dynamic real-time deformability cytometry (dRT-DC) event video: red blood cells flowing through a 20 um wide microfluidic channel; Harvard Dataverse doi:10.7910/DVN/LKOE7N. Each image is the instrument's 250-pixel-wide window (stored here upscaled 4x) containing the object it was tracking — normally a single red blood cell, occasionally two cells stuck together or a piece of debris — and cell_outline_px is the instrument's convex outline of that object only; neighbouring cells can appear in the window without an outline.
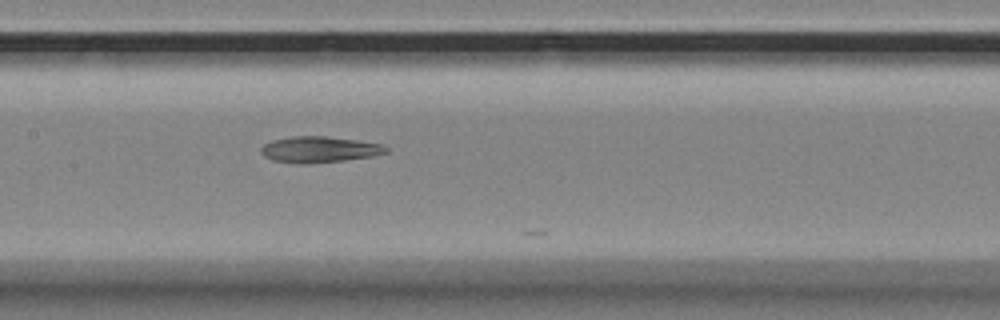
{"species": "Egyptian fruit bat (a non-hibernating species)", "species_latin": "Rousettus aegyptiacus", "temperature_condition": "room temperature", "stored_images_in_passage": 20, "camera_frame_rate_fps": 3000, "um_per_image_px": 0.085, "animal": {"sex": "female"}, "frame": {"image": 1, "passage_image": 13, "time_ms": 4.0, "image_size_px": [1000, 320], "cell_outline_px": [[388, 152], [372, 156], [344, 160], [308, 164], [300, 164], [272, 160], [264, 156], [260, 152], [260, 148], [264, 144], [272, 140], [292, 136], [328, 136], [384, 144], [388, 148]], "centroid_in_image_um": [27.13, 12.7], "position_along_channel_um": 180.3, "area_um2": 19.13}}
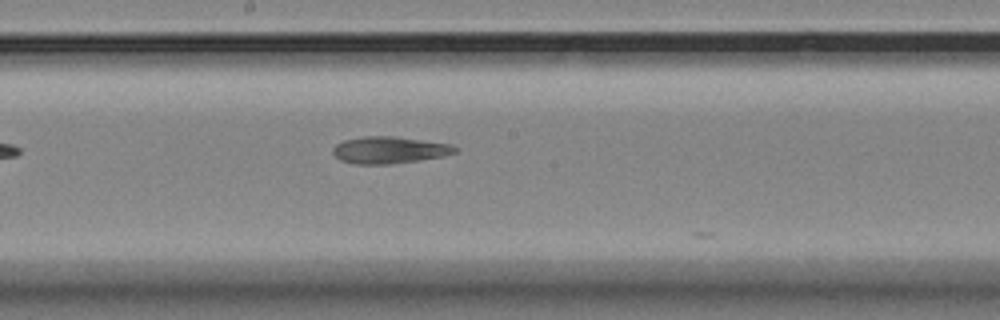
{"frame": {"image": 2, "passage_image": 16, "time_ms": 5.0, "image_size_px": [1000, 320], "cell_outline_px": [[456, 152], [444, 156], [420, 160], [392, 164], [356, 164], [340, 160], [332, 152], [332, 148], [336, 144], [344, 140], [364, 136], [396, 136], [452, 144], [456, 148]], "centroid_in_image_um": [33.09, 12.75], "position_along_channel_um": 215.1, "area_um2": 19.25}}
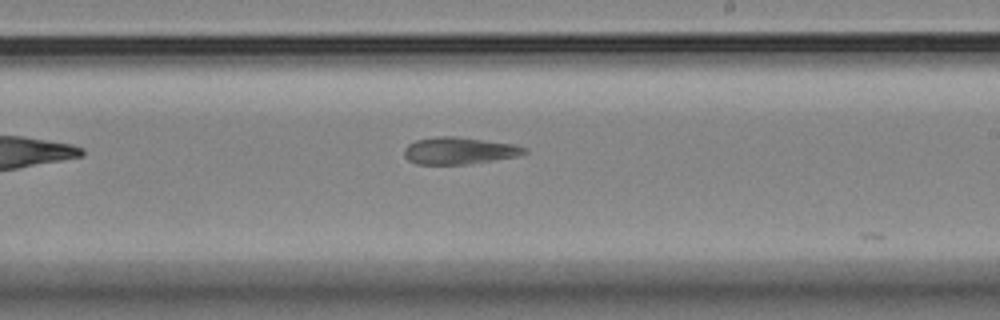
{"frame": {"image": 3, "passage_image": 19, "time_ms": 6.0, "image_size_px": [1000, 320], "cell_outline_px": [[528, 152], [520, 156], [472, 164], [416, 164], [408, 160], [404, 156], [404, 148], [408, 144], [416, 140], [440, 136], [456, 136], [516, 144], [528, 148]], "centroid_in_image_um": [39.08, 12.81], "position_along_channel_um": 249.9, "area_um2": 19.25}}